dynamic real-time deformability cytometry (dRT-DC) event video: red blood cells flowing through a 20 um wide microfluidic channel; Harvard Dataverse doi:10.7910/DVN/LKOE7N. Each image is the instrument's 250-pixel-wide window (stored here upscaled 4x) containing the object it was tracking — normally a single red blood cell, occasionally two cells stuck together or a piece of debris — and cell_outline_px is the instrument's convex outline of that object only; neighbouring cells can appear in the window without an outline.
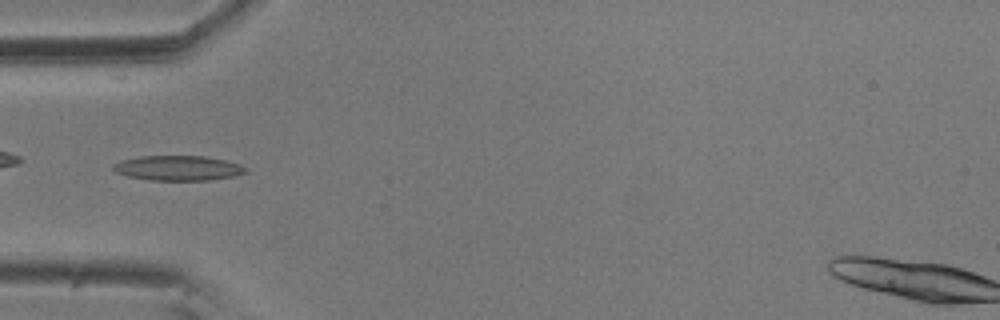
{"species": "common noctule bat (a hibernating species)", "species_latin": "Nyctalus noctula", "temperature_condition": "room temperature", "stored_images_in_passage": 6, "camera_frame_rate_fps": 3000, "um_per_image_px": 0.085, "animal": {"sex": "male", "body_mass_g": 20.5, "forearm_length_mm": 52.5}, "frame": {"image": 1, "passage_image": 4, "time_ms": 1.0, "image_size_px": [1000, 320], "cell_outline_px": [[248, 172], [236, 176], [208, 180], [148, 180], [128, 176], [116, 172], [112, 168], [112, 164], [120, 160], [140, 156], [204, 156], [224, 160], [240, 164], [248, 168]], "centroid_in_image_um": [15.14, 14.28], "position_along_channel_um": 69.9, "area_um2": 19.36}}
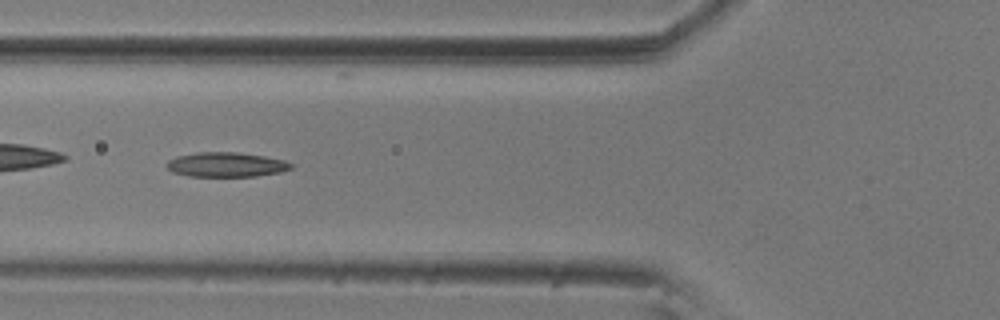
{"frame": {"image": 2, "passage_image": 5, "time_ms": 1.333, "image_size_px": [1000, 320], "cell_outline_px": [[292, 168], [280, 172], [256, 176], [188, 176], [172, 172], [164, 164], [168, 160], [176, 156], [196, 152], [236, 152], [264, 156], [284, 160], [292, 164]], "centroid_in_image_um": [19.18, 13.99], "position_along_channel_um": 106.6, "area_um2": 17.86}}
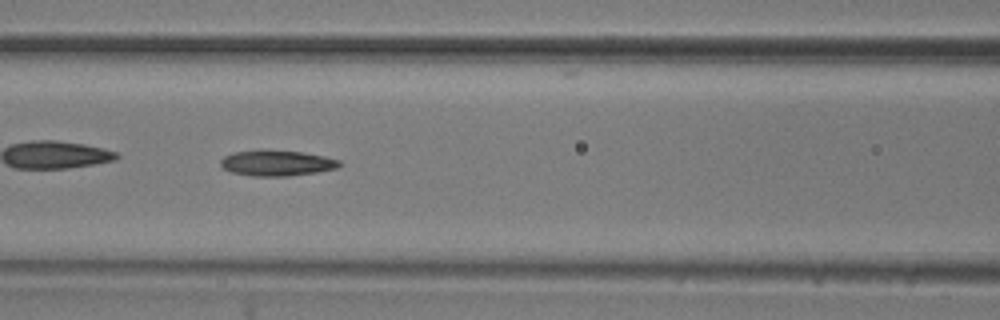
{"frame": {"image": 3, "passage_image": 6, "time_ms": 1.667, "image_size_px": [1000, 320], "cell_outline_px": [[340, 164], [336, 168], [316, 172], [288, 176], [252, 176], [232, 172], [224, 168], [220, 164], [220, 160], [224, 156], [236, 152], [260, 148], [300, 152], [324, 156], [340, 160]], "centroid_in_image_um": [23.49, 13.84], "position_along_channel_um": 143.1, "area_um2": 17.86}}